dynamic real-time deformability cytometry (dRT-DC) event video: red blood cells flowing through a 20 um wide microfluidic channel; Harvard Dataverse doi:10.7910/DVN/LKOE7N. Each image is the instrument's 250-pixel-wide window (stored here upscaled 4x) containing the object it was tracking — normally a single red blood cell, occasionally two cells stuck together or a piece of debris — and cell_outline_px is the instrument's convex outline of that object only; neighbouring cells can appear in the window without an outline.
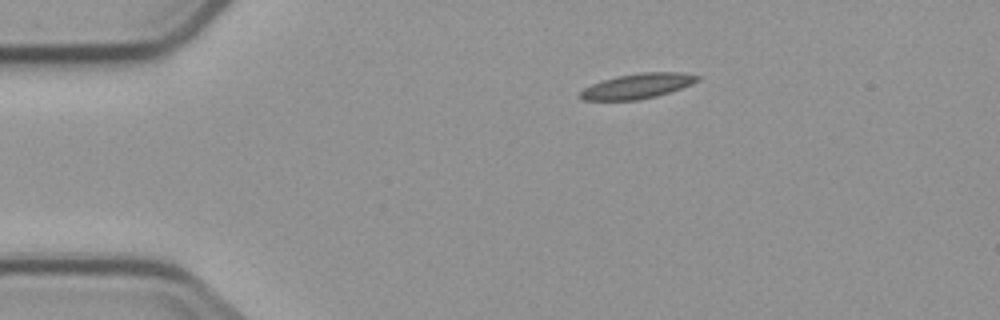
{"species": "common noctule bat (a hibernating species)", "species_latin": "Nyctalus noctula", "temperature_condition": "cold", "stored_images_in_passage": 3, "segment_of_instrument_passage": [1, 2], "camera_frame_rate_fps": 3000, "um_per_image_px": 0.085, "animal": {"sex": "male", "body_mass_g": 23.1, "forearm_length_mm": 52.7}, "frame": {"image": 1, "passage_image": 1, "time_ms": 0.0, "image_size_px": [1000, 320], "cell_outline_px": [[700, 80], [692, 84], [656, 96], [636, 100], [584, 100], [576, 96], [584, 88], [592, 84], [616, 76], [640, 72], [684, 72], [700, 76]], "centroid_in_image_um": [54.18, 7.3], "position_along_channel_um": 30.8, "area_um2": 17.11}}